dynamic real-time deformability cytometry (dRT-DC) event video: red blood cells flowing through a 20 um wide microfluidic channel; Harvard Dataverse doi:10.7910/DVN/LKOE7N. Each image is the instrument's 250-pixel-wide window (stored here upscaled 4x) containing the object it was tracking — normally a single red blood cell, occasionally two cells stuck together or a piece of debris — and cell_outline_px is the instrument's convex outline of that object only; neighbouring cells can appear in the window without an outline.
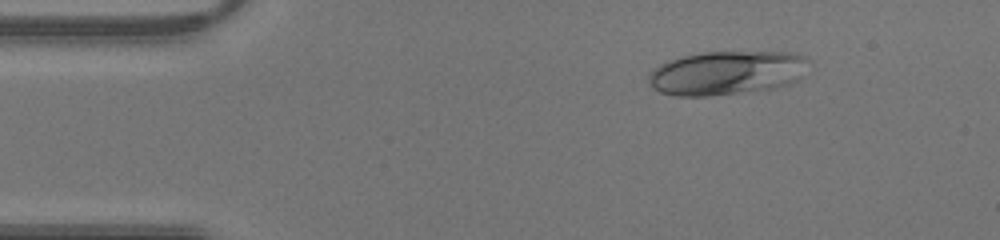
{"species": "human", "species_latin": "Homo sapiens", "temperature_condition": "warm", "stored_images_in_passage": 42, "camera_frame_rate_fps": 3000, "um_per_image_px": 0.085, "donor": {"sex": "male"}, "frame": {"image": 1, "passage_image": 6, "time_ms": 1.667, "image_size_px": [1000, 240], "cell_outline_px": [[808, 60], [800, 80], [788, 84], [772, 88], [708, 96], [676, 96], [660, 92], [652, 88], [648, 80], [648, 72], [652, 68], [668, 60], [680, 56], [700, 52], [796, 52], [804, 56]], "centroid_in_image_um": [61.72, 6.18], "position_along_channel_um": 23.3, "area_um2": 41.21}}
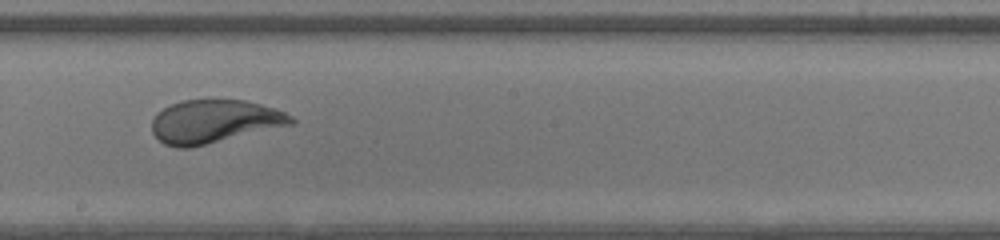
{"frame": {"image": 2, "passage_image": 23, "time_ms": 7.333, "image_size_px": [1000, 240], "cell_outline_px": [[296, 124], [188, 148], [176, 148], [164, 144], [152, 132], [152, 120], [156, 112], [172, 104], [184, 100], [244, 100], [276, 108], [292, 116], [296, 120]], "centroid_in_image_um": [18.24, 10.33], "position_along_channel_um": 230.0, "area_um2": 35.14}}
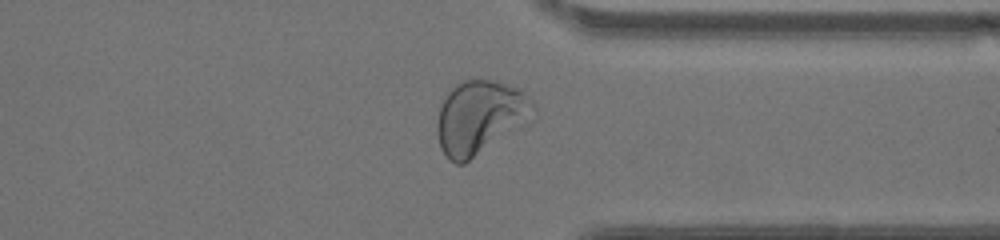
{"frame": {"image": 3, "passage_image": 32, "time_ms": 10.333, "image_size_px": [1000, 240], "cell_outline_px": [[536, 112], [524, 124], [464, 164], [456, 164], [448, 160], [440, 148], [436, 132], [436, 120], [440, 104], [448, 92], [456, 84], [464, 80], [492, 80], [520, 88], [532, 100], [536, 108]], "centroid_in_image_um": [40.77, 9.97], "position_along_channel_um": 370.6, "area_um2": 41.38}}